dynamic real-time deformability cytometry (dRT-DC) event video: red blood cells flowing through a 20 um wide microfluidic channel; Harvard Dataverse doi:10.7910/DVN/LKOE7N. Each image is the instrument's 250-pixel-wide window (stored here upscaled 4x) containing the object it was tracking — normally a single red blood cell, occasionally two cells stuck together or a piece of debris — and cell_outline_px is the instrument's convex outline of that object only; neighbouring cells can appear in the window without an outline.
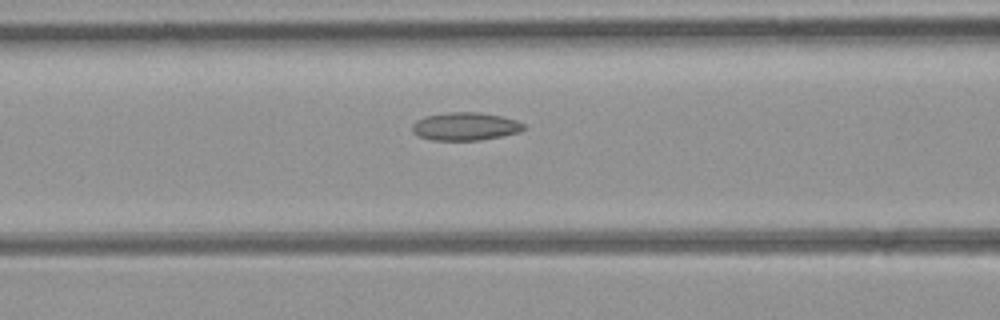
{"species": "common noctule bat (a hibernating species)", "species_latin": "Nyctalus noctula", "temperature_condition": "room temperature", "stored_images_in_passage": 6, "camera_frame_rate_fps": 3000, "um_per_image_px": 0.085, "animal": {"sex": "female", "body_mass_g": 21.9}, "frame": {"image": 1, "passage_image": 5, "time_ms": 1.333, "image_size_px": [1000, 320], "cell_outline_px": [[524, 128], [520, 132], [480, 140], [432, 140], [416, 136], [412, 132], [412, 124], [416, 120], [424, 116], [444, 112], [480, 112], [500, 116], [516, 120], [524, 124]], "centroid_in_image_um": [39.49, 10.74], "position_along_channel_um": 127.1, "area_um2": 18.32}}